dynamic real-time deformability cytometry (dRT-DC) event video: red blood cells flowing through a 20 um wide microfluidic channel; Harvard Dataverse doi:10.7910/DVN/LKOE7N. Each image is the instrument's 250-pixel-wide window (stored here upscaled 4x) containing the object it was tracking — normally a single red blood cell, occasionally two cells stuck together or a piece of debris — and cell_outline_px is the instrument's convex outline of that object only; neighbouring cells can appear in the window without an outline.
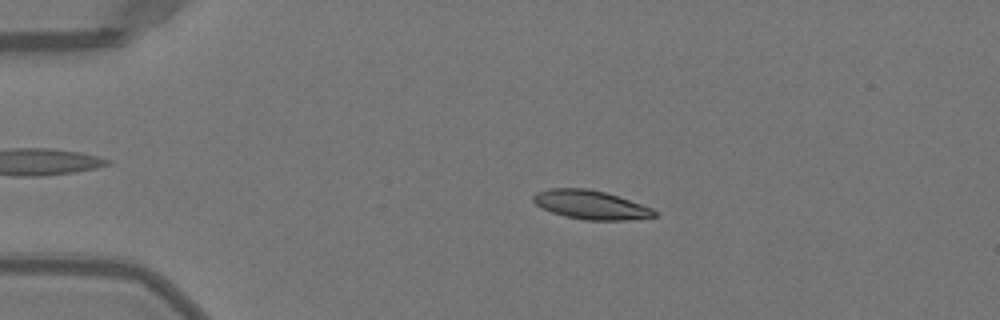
{"species": "Egyptian fruit bat (a non-hibernating species)", "species_latin": "Rousettus aegyptiacus", "temperature_condition": "warm", "stored_images_in_passage": 51, "camera_frame_rate_fps": 3000, "um_per_image_px": 0.085, "animal": {"sex": "female"}, "frame": {"image": 1, "passage_image": 11, "time_ms": 3.333, "image_size_px": [1000, 320], "cell_outline_px": [[656, 216], [624, 220], [584, 220], [564, 216], [552, 212], [536, 204], [532, 200], [532, 196], [536, 192], [548, 188], [588, 188], [604, 192], [652, 208], [656, 212]], "centroid_in_image_um": [50.16, 17.4], "position_along_channel_um": 34.8, "area_um2": 20.11}}
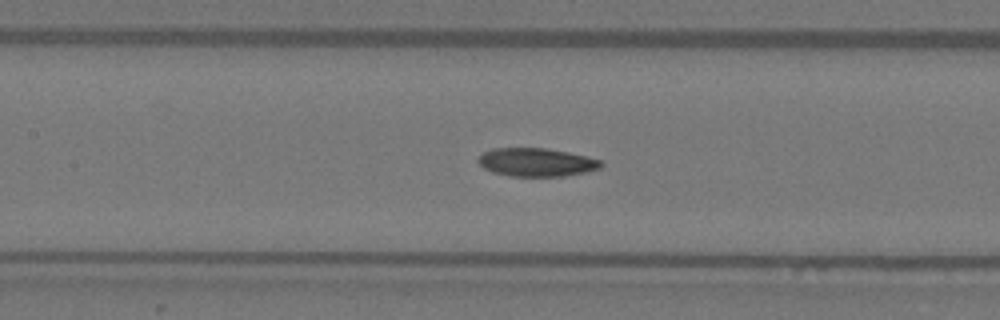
{"frame": {"image": 2, "passage_image": 24, "time_ms": 7.667, "image_size_px": [1000, 320], "cell_outline_px": [[604, 164], [600, 168], [584, 172], [564, 176], [508, 176], [492, 172], [484, 168], [476, 160], [484, 152], [492, 148], [548, 148], [588, 156], [600, 160]], "centroid_in_image_um": [45.59, 13.79], "position_along_channel_um": 161.8, "area_um2": 20.35}}
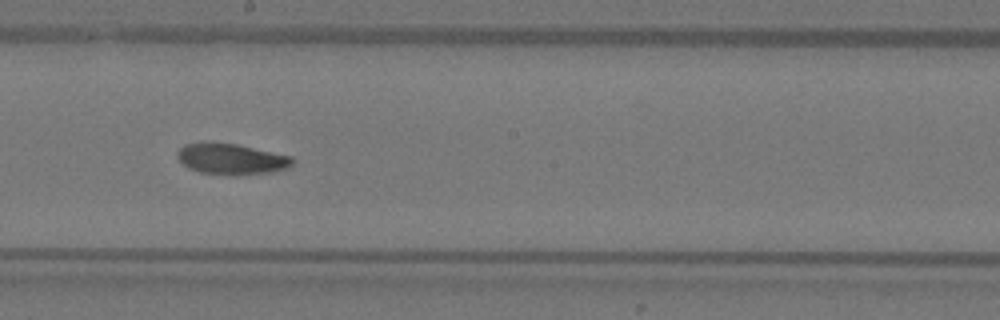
{"frame": {"image": 3, "passage_image": 29, "time_ms": 9.333, "image_size_px": [1000, 320], "cell_outline_px": [[296, 160], [288, 168], [272, 172], [236, 176], [232, 176], [200, 172], [188, 168], [176, 156], [176, 152], [184, 144], [208, 140], [236, 144], [292, 156]], "centroid_in_image_um": [19.65, 13.5], "position_along_channel_um": 228.6, "area_um2": 21.33}, "authors_computed_cell_mechanics": {"area_um2": 20.1144, "velocity_mm_per_s": 4.0327, "shape_relaxation_time_tau1_ms": 5.1549, "shape_relaxation_time_tau2_ms": 3.5528, "deformation_change_tau1": 0.1674, "deformation_change_tau2": 0.0896}}